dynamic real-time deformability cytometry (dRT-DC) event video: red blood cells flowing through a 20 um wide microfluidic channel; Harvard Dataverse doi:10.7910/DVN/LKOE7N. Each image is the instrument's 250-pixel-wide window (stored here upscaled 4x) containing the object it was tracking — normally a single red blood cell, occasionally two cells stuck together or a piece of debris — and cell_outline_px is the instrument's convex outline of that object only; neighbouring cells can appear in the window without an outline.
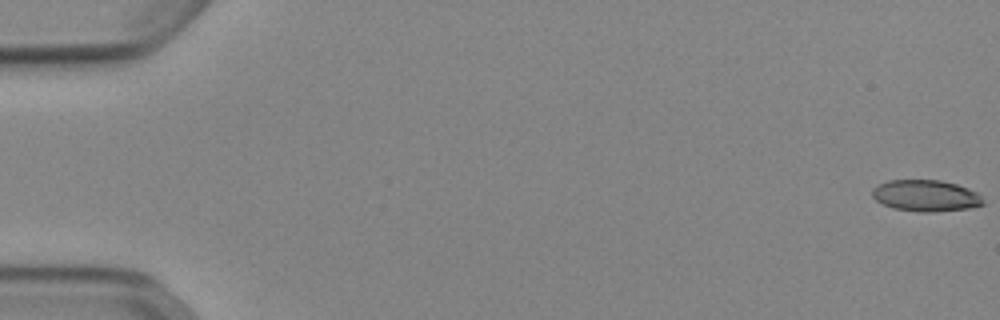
{"species": "Egyptian fruit bat (a non-hibernating species)", "species_latin": "Rousettus aegyptiacus", "temperature_condition": "cold", "stored_images_in_passage": 53, "camera_frame_rate_fps": 3000, "um_per_image_px": 0.085, "animal": {"sex": "female"}, "frame": {"image": 1, "passage_image": 1, "time_ms": 0.0, "image_size_px": [1000, 320], "cell_outline_px": [[984, 204], [968, 208], [932, 212], [920, 212], [892, 208], [876, 200], [872, 196], [872, 188], [888, 180], [940, 180], [956, 184], [968, 188], [976, 192], [984, 200]], "centroid_in_image_um": [78.68, 16.63], "position_along_channel_um": 6.3, "area_um2": 20.23}}
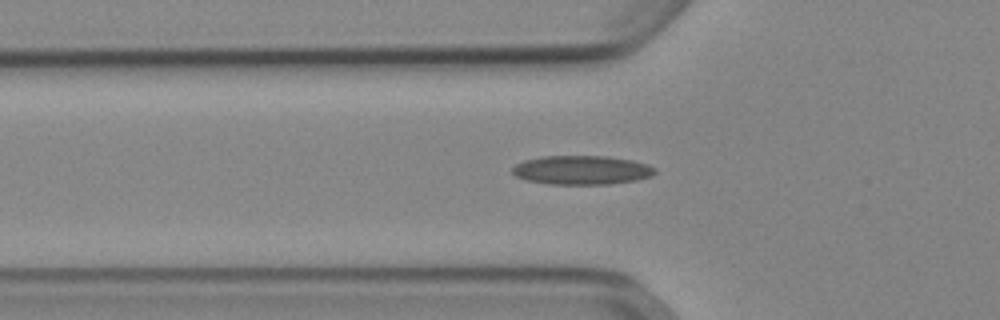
{"frame": {"image": 2, "passage_image": 19, "time_ms": 6.0, "image_size_px": [1000, 320], "cell_outline_px": [[656, 172], [652, 176], [636, 180], [608, 184], [548, 184], [524, 180], [516, 176], [512, 172], [512, 168], [516, 164], [524, 160], [540, 156], [604, 156], [632, 160], [648, 164], [656, 168]], "centroid_in_image_um": [49.43, 14.45], "position_along_channel_um": 76.4, "area_um2": 24.22}}
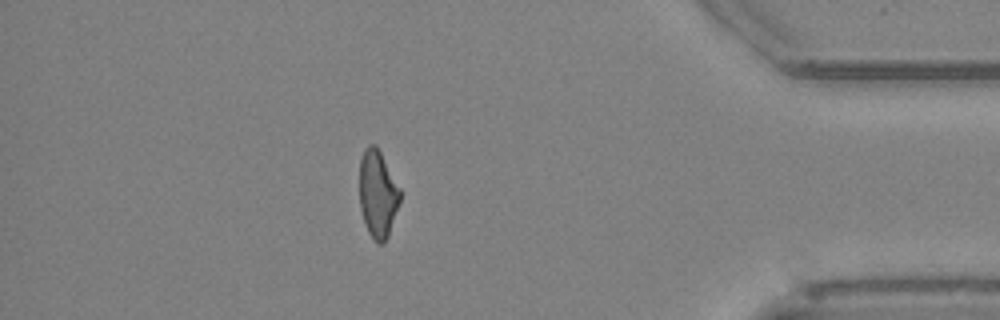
{"frame": {"image": 3, "passage_image": 47, "time_ms": 15.333, "image_size_px": [1000, 320], "cell_outline_px": [[400, 200], [388, 236], [384, 244], [376, 244], [368, 232], [360, 208], [360, 160], [364, 148], [368, 144], [376, 144], [400, 188]], "centroid_in_image_um": [32.1, 16.49], "position_along_channel_um": 403.1, "area_um2": 20.63}, "authors_computed_cell_mechanics": {"area_um2": 21.7906, "velocity_mm_per_s": 3.8994, "shape_relaxation_time_tau1_ms": null, "shape_relaxation_time_tau2_ms": 3.5115, "deformation_change_tau1": null, "deformation_change_tau2": 0.1294}}